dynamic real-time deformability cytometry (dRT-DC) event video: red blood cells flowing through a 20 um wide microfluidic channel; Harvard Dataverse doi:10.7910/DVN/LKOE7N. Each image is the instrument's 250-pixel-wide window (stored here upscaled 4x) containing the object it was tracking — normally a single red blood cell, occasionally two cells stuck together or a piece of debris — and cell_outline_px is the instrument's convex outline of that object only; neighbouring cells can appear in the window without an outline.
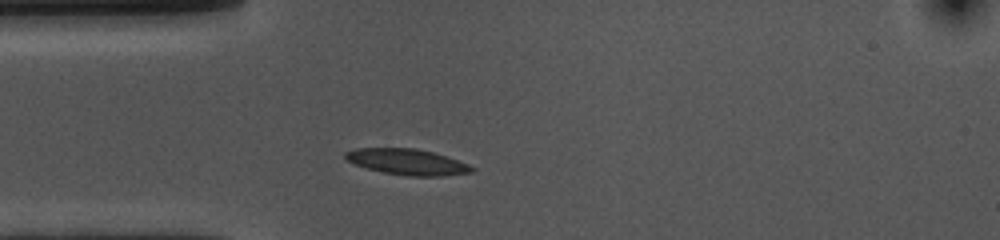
{"species": "common noctule bat (a hibernating species)", "species_latin": "Nyctalus noctula", "temperature_condition": "cold", "stored_images_in_passage": 31, "camera_frame_rate_fps": 3000, "um_per_image_px": 0.085, "animal": {"sex": "female", "body_mass_g": 10.0, "forearm_length_mm": 53.1}, "frame": {"image": 1, "passage_image": 1, "time_ms": 0.0, "image_size_px": [1000, 240], "cell_outline_px": [[476, 168], [472, 172], [440, 176], [404, 176], [384, 172], [368, 168], [356, 164], [348, 160], [344, 156], [344, 152], [356, 148], [416, 148], [432, 152], [468, 164]], "centroid_in_image_um": [34.61, 13.76], "position_along_channel_um": 50.4, "area_um2": 18.84}}
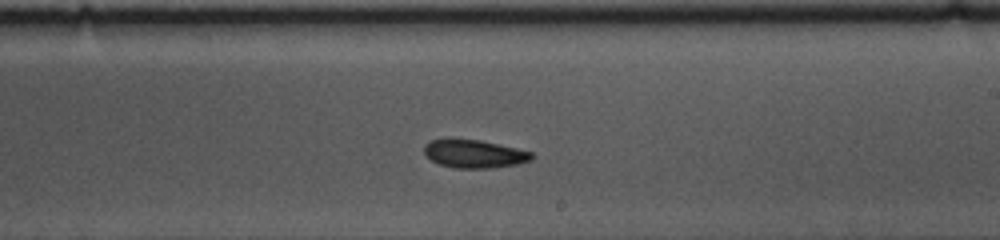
{"frame": {"image": 2, "passage_image": 18, "time_ms": 5.667, "image_size_px": [1000, 240], "cell_outline_px": [[536, 156], [532, 160], [516, 164], [492, 168], [456, 168], [440, 164], [432, 160], [424, 152], [424, 144], [428, 140], [480, 140], [516, 148], [532, 152]], "centroid_in_image_um": [40.35, 13.09], "position_along_channel_um": 248.6, "area_um2": 17.4}}
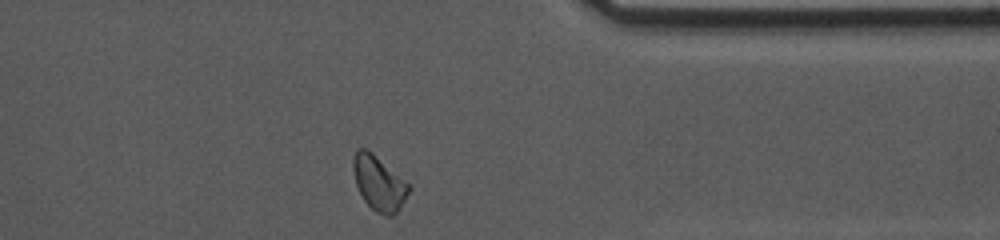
{"frame": {"image": 3, "passage_image": 30, "time_ms": 9.667, "image_size_px": [1000, 240], "cell_outline_px": [[412, 188], [400, 208], [392, 216], [384, 216], [376, 212], [364, 200], [356, 184], [352, 168], [352, 160], [356, 148], [364, 148], [372, 152], [412, 184]], "centroid_in_image_um": [32.24, 15.55], "position_along_channel_um": 379.2, "area_um2": 18.09}, "authors_computed_cell_mechanics": {"area_um2": 18.0914, "velocity_mm_per_s": 3.5941, "shape_relaxation_time_tau1_ms": 2.6675, "shape_relaxation_time_tau2_ms": 7.6286, "deformation_change_tau1": 0.0958, "deformation_change_tau2": 0.1277}}